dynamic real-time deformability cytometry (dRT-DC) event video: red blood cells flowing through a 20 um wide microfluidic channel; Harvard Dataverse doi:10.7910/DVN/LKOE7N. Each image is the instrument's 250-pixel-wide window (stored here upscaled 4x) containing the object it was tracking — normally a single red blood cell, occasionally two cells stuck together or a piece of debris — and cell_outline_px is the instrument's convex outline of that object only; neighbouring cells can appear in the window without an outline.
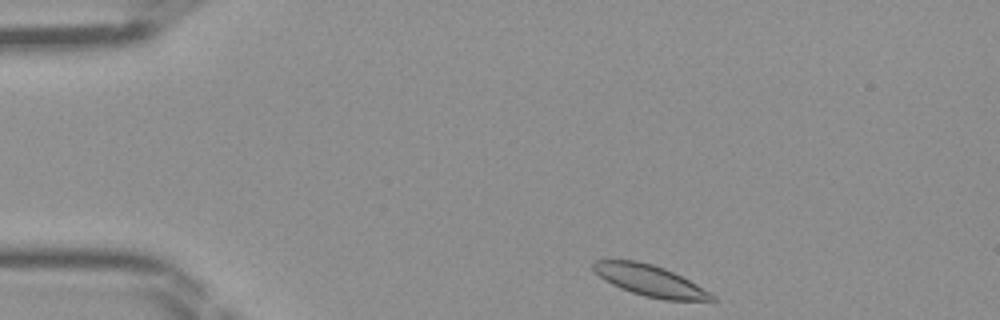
{"species": "Egyptian fruit bat (a non-hibernating species)", "species_latin": "Rousettus aegyptiacus", "temperature_condition": "room temperature", "stored_images_in_passage": 40, "camera_frame_rate_fps": 3000, "um_per_image_px": 0.085, "frame": {"image": 1, "passage_image": 1, "time_ms": 0.0, "image_size_px": [1000, 320], "cell_outline_px": [[716, 300], [664, 300], [644, 296], [620, 288], [604, 280], [592, 268], [592, 264], [596, 260], [636, 260], [652, 264], [664, 268], [696, 284], [716, 296]], "centroid_in_image_um": [55.22, 23.85], "position_along_channel_um": 29.8, "area_um2": 21.21}}
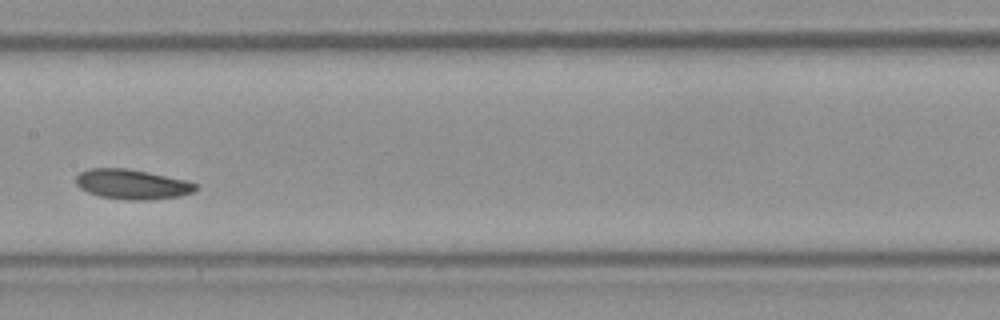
{"frame": {"image": 2, "passage_image": 17, "time_ms": 5.333, "image_size_px": [1000, 320], "cell_outline_px": [[196, 188], [192, 192], [180, 196], [152, 200], [124, 200], [100, 196], [88, 192], [80, 188], [76, 184], [76, 176], [80, 172], [88, 168], [128, 168], [148, 172], [184, 180], [196, 184]], "centroid_in_image_um": [11.19, 15.66], "position_along_channel_um": 196.2, "area_um2": 20.81}}
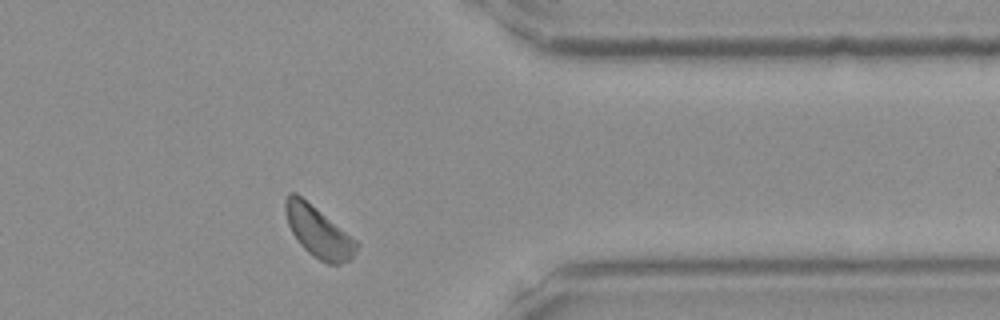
{"frame": {"image": 3, "passage_image": 31, "time_ms": 10.0, "image_size_px": [1000, 320], "cell_outline_px": [[360, 244], [352, 256], [348, 260], [340, 264], [328, 264], [312, 256], [300, 244], [292, 232], [288, 224], [284, 212], [284, 200], [288, 192], [296, 192], [356, 240]], "centroid_in_image_um": [27.02, 19.68], "position_along_channel_um": 384.4, "area_um2": 20.92}}